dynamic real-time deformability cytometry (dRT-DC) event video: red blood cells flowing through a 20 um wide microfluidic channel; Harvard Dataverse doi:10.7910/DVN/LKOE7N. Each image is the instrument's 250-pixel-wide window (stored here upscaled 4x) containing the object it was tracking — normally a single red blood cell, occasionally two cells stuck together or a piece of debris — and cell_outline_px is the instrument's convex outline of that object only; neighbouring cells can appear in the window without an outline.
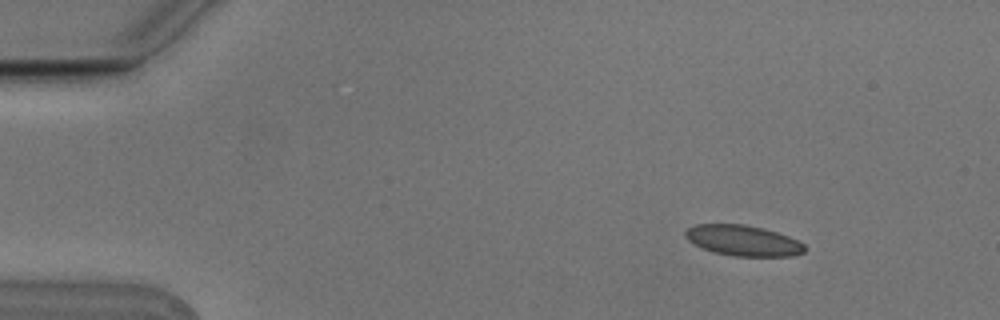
{"species": "Egyptian fruit bat (a non-hibernating species)", "species_latin": "Rousettus aegyptiacus", "temperature_condition": "cold", "stored_images_in_passage": 5, "camera_frame_rate_fps": 3000, "um_per_image_px": 0.085, "animal": {"sex": "male"}, "frame": {"image": 1, "passage_image": 2, "time_ms": 0.333, "image_size_px": [1000, 320], "cell_outline_px": [[804, 252], [792, 256], [732, 256], [712, 252], [700, 248], [692, 244], [684, 236], [684, 232], [688, 228], [696, 224], [744, 224], [776, 232], [788, 236], [804, 244]], "centroid_in_image_um": [63.09, 20.45], "position_along_channel_um": 21.9, "area_um2": 21.33}}